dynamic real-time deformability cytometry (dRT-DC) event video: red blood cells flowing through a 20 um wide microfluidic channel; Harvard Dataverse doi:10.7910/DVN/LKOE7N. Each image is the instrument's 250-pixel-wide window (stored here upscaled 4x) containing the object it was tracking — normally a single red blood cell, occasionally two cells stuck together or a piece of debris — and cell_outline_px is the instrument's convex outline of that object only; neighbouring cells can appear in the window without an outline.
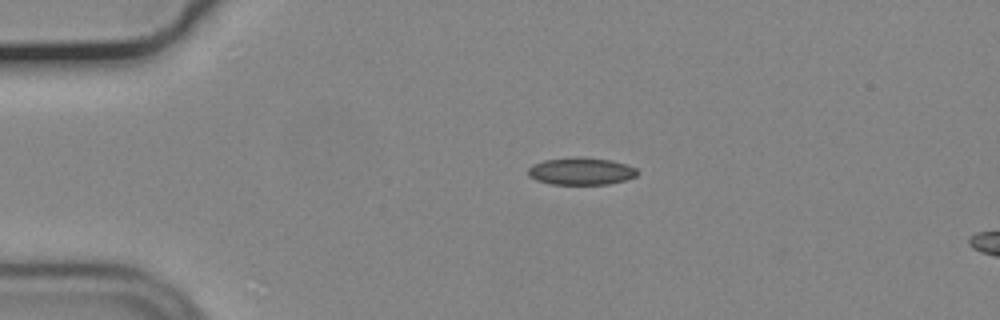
{"species": "common noctule bat (a hibernating species)", "species_latin": "Nyctalus noctula", "temperature_condition": "cold", "stored_images_in_passage": 5, "camera_frame_rate_fps": 3000, "um_per_image_px": 0.085, "animal": {"sex": "male", "body_mass_g": 19.2, "forearm_length_mm": 51.8}, "frame": {"image": 1, "passage_image": 1, "time_ms": 0.0, "image_size_px": [1000, 320], "cell_outline_px": [[640, 172], [636, 176], [624, 180], [608, 184], [552, 184], [536, 180], [528, 176], [528, 168], [532, 164], [544, 160], [584, 156], [612, 160], [636, 168]], "centroid_in_image_um": [49.39, 14.54], "position_along_channel_um": 35.6, "area_um2": 17.46}}